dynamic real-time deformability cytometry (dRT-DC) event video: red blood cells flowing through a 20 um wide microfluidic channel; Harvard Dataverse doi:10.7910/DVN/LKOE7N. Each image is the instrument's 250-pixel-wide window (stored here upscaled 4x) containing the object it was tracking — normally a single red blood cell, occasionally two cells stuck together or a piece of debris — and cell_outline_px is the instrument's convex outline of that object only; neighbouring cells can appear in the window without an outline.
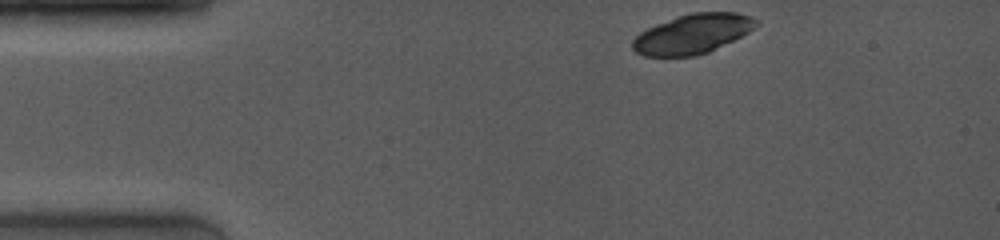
{"species": "common noctule bat (a hibernating species)", "species_latin": "Nyctalus noctula", "temperature_condition": "room temperature", "stored_images_in_passage": 8, "camera_frame_rate_fps": 4000, "um_per_image_px": 0.085, "animal": {"sex": "female", "body_mass_g": 19.0, "forearm_length_mm": 53.3}, "frame": {"image": 1, "passage_image": 1, "time_ms": 0.0, "image_size_px": [1000, 240], "cell_outline_px": [[760, 24], [748, 32], [708, 52], [696, 56], [644, 56], [636, 52], [632, 48], [632, 40], [640, 32], [656, 24], [676, 16], [692, 12], [736, 12], [752, 16], [760, 20]], "centroid_in_image_um": [58.88, 2.86], "position_along_channel_um": 26.1, "area_um2": 28.55}}